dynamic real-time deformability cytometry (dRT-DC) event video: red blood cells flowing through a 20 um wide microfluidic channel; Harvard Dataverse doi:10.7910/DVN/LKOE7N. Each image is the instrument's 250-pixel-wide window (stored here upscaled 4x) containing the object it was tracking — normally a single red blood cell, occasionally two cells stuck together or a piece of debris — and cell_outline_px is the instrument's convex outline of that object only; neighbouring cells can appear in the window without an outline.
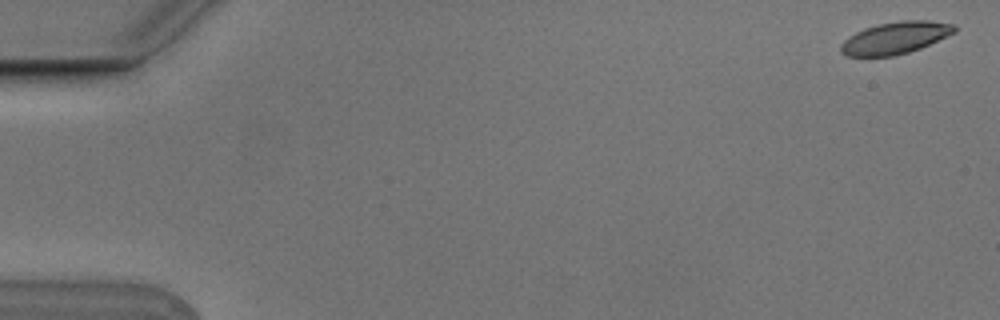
{"species": "Egyptian fruit bat (a non-hibernating species)", "species_latin": "Rousettus aegyptiacus", "temperature_condition": "cold", "stored_images_in_passage": 5, "camera_frame_rate_fps": 3000, "um_per_image_px": 0.085, "animal": {"sex": "male"}, "frame": {"image": 1, "passage_image": 1, "time_ms": 0.0, "image_size_px": [1000, 320], "cell_outline_px": [[956, 32], [920, 48], [908, 52], [892, 56], [848, 56], [840, 52], [840, 44], [848, 36], [864, 28], [876, 24], [904, 20], [928, 20], [956, 24]], "centroid_in_image_um": [76.09, 3.21], "position_along_channel_um": 8.9, "area_um2": 21.27}}
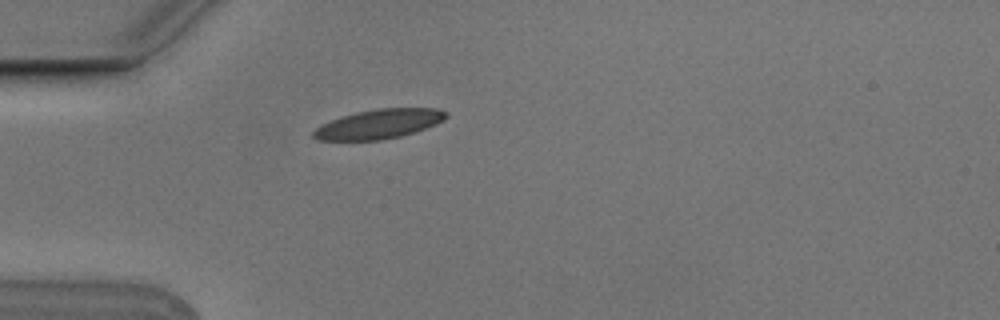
{"frame": {"image": 2, "passage_image": 5, "time_ms": 1.333, "image_size_px": [1000, 320], "cell_outline_px": [[448, 116], [444, 120], [436, 124], [400, 136], [380, 140], [316, 140], [312, 136], [312, 132], [316, 128], [332, 120], [356, 112], [376, 108], [436, 108], [448, 112]], "centroid_in_image_um": [32.23, 10.53], "position_along_channel_um": 52.8, "area_um2": 22.48}}